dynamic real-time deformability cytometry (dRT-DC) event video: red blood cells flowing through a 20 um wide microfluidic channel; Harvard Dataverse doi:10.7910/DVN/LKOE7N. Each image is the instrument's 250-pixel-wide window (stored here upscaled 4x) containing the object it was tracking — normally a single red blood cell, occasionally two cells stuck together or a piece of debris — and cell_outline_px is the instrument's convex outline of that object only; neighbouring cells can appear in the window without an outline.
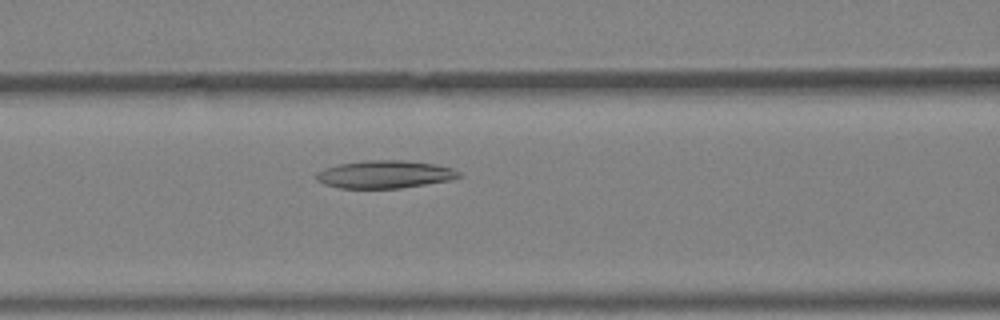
{"species": "Egyptian fruit bat (a non-hibernating species)", "species_latin": "Rousettus aegyptiacus", "temperature_condition": "warm", "stored_images_in_passage": 41, "camera_frame_rate_fps": 3000, "um_per_image_px": 0.085, "animal": {"sex": "female"}, "frame": {"image": 1, "passage_image": 17, "time_ms": 5.333, "image_size_px": [1000, 320], "cell_outline_px": [[464, 176], [448, 180], [400, 188], [340, 188], [324, 184], [316, 180], [316, 172], [324, 168], [340, 164], [364, 160], [404, 160], [436, 164], [452, 168], [460, 172]], "centroid_in_image_um": [32.7, 14.81], "position_along_channel_um": 133.9, "area_um2": 23.06}}
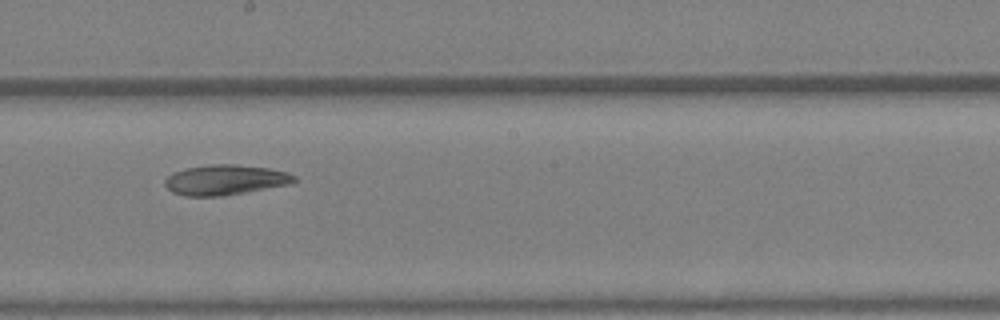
{"frame": {"image": 2, "passage_image": 23, "time_ms": 7.333, "image_size_px": [1000, 320], "cell_outline_px": [[296, 180], [292, 184], [220, 196], [184, 196], [172, 192], [164, 184], [164, 180], [168, 176], [176, 172], [188, 168], [212, 164], [236, 164], [268, 168], [288, 172], [296, 176]], "centroid_in_image_um": [19.17, 15.29], "position_along_channel_um": 229.0, "area_um2": 22.6}}
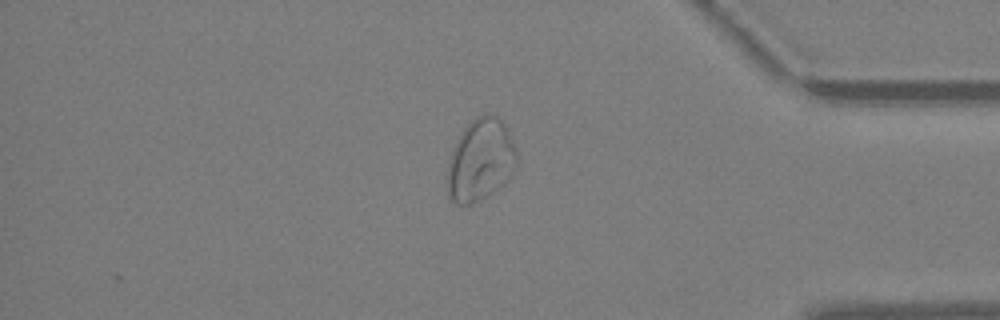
{"frame": {"image": 3, "passage_image": 35, "time_ms": 11.333, "image_size_px": [1000, 320], "cell_outline_px": [[516, 164], [512, 176], [504, 184], [492, 192], [472, 204], [456, 204], [448, 200], [444, 180], [448, 160], [452, 148], [460, 132], [476, 116], [488, 112], [492, 112], [500, 116], [504, 120], [516, 148]], "centroid_in_image_um": [40.8, 13.59], "position_along_channel_um": 394.4, "area_um2": 34.45}, "authors_computed_cell_mechanics": {"area_um2": 28.611, "velocity_mm_per_s": 4.7768, "shape_relaxation_time_tau1_ms": null, "shape_relaxation_time_tau2_ms": 3.684, "deformation_change_tau1": null, "deformation_change_tau2": 0.0985}}